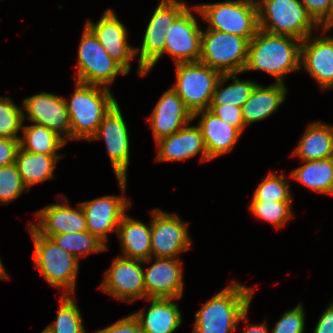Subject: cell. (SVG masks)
Listing matches in <instances>:
<instances>
[{
  "label": "cell",
  "mask_w": 333,
  "mask_h": 333,
  "mask_svg": "<svg viewBox=\"0 0 333 333\" xmlns=\"http://www.w3.org/2000/svg\"><path fill=\"white\" fill-rule=\"evenodd\" d=\"M150 122L155 141L174 134L193 121V114L186 108L178 94L169 88L165 91L150 117Z\"/></svg>",
  "instance_id": "obj_20"
},
{
  "label": "cell",
  "mask_w": 333,
  "mask_h": 333,
  "mask_svg": "<svg viewBox=\"0 0 333 333\" xmlns=\"http://www.w3.org/2000/svg\"><path fill=\"white\" fill-rule=\"evenodd\" d=\"M22 132L19 146L26 152L60 155L56 151L67 143L54 131L37 124L24 125Z\"/></svg>",
  "instance_id": "obj_30"
},
{
  "label": "cell",
  "mask_w": 333,
  "mask_h": 333,
  "mask_svg": "<svg viewBox=\"0 0 333 333\" xmlns=\"http://www.w3.org/2000/svg\"><path fill=\"white\" fill-rule=\"evenodd\" d=\"M62 155L31 153L20 147L15 155V165L23 184L30 190L33 185L54 177V169Z\"/></svg>",
  "instance_id": "obj_28"
},
{
  "label": "cell",
  "mask_w": 333,
  "mask_h": 333,
  "mask_svg": "<svg viewBox=\"0 0 333 333\" xmlns=\"http://www.w3.org/2000/svg\"><path fill=\"white\" fill-rule=\"evenodd\" d=\"M302 304L286 311L278 320L270 333H303L305 328V312Z\"/></svg>",
  "instance_id": "obj_39"
},
{
  "label": "cell",
  "mask_w": 333,
  "mask_h": 333,
  "mask_svg": "<svg viewBox=\"0 0 333 333\" xmlns=\"http://www.w3.org/2000/svg\"><path fill=\"white\" fill-rule=\"evenodd\" d=\"M256 3L260 30L304 41L315 27L320 28L301 0H259Z\"/></svg>",
  "instance_id": "obj_5"
},
{
  "label": "cell",
  "mask_w": 333,
  "mask_h": 333,
  "mask_svg": "<svg viewBox=\"0 0 333 333\" xmlns=\"http://www.w3.org/2000/svg\"><path fill=\"white\" fill-rule=\"evenodd\" d=\"M301 43L295 37L259 29L249 41L244 72L265 71L276 79V83L284 84V75L301 70Z\"/></svg>",
  "instance_id": "obj_1"
},
{
  "label": "cell",
  "mask_w": 333,
  "mask_h": 333,
  "mask_svg": "<svg viewBox=\"0 0 333 333\" xmlns=\"http://www.w3.org/2000/svg\"><path fill=\"white\" fill-rule=\"evenodd\" d=\"M237 73L222 74L219 78L212 96L211 105H242L249 99L253 89L258 84L253 81H240ZM233 80L227 87L222 88L228 80Z\"/></svg>",
  "instance_id": "obj_31"
},
{
  "label": "cell",
  "mask_w": 333,
  "mask_h": 333,
  "mask_svg": "<svg viewBox=\"0 0 333 333\" xmlns=\"http://www.w3.org/2000/svg\"><path fill=\"white\" fill-rule=\"evenodd\" d=\"M151 301L146 314L143 309L133 316L143 333H173L182 323V315L175 298H147Z\"/></svg>",
  "instance_id": "obj_24"
},
{
  "label": "cell",
  "mask_w": 333,
  "mask_h": 333,
  "mask_svg": "<svg viewBox=\"0 0 333 333\" xmlns=\"http://www.w3.org/2000/svg\"><path fill=\"white\" fill-rule=\"evenodd\" d=\"M291 205V202L251 201L249 209L256 218L270 222L279 229L293 218Z\"/></svg>",
  "instance_id": "obj_35"
},
{
  "label": "cell",
  "mask_w": 333,
  "mask_h": 333,
  "mask_svg": "<svg viewBox=\"0 0 333 333\" xmlns=\"http://www.w3.org/2000/svg\"><path fill=\"white\" fill-rule=\"evenodd\" d=\"M122 246V256L152 262L151 224L150 226L134 218L123 215L117 230Z\"/></svg>",
  "instance_id": "obj_25"
},
{
  "label": "cell",
  "mask_w": 333,
  "mask_h": 333,
  "mask_svg": "<svg viewBox=\"0 0 333 333\" xmlns=\"http://www.w3.org/2000/svg\"><path fill=\"white\" fill-rule=\"evenodd\" d=\"M85 216L88 231L106 246L107 234L118 230L119 223L131 202L125 196H103L80 203Z\"/></svg>",
  "instance_id": "obj_16"
},
{
  "label": "cell",
  "mask_w": 333,
  "mask_h": 333,
  "mask_svg": "<svg viewBox=\"0 0 333 333\" xmlns=\"http://www.w3.org/2000/svg\"><path fill=\"white\" fill-rule=\"evenodd\" d=\"M75 86L71 100L68 102L65 98L70 118L71 140L85 139L88 142L117 100L109 88L77 81Z\"/></svg>",
  "instance_id": "obj_3"
},
{
  "label": "cell",
  "mask_w": 333,
  "mask_h": 333,
  "mask_svg": "<svg viewBox=\"0 0 333 333\" xmlns=\"http://www.w3.org/2000/svg\"><path fill=\"white\" fill-rule=\"evenodd\" d=\"M109 56L127 73L130 72V61L136 56L135 48L127 41V30L115 12L107 9L96 23H86Z\"/></svg>",
  "instance_id": "obj_17"
},
{
  "label": "cell",
  "mask_w": 333,
  "mask_h": 333,
  "mask_svg": "<svg viewBox=\"0 0 333 333\" xmlns=\"http://www.w3.org/2000/svg\"><path fill=\"white\" fill-rule=\"evenodd\" d=\"M255 288L233 281L205 302L195 314L192 333H230L247 320Z\"/></svg>",
  "instance_id": "obj_2"
},
{
  "label": "cell",
  "mask_w": 333,
  "mask_h": 333,
  "mask_svg": "<svg viewBox=\"0 0 333 333\" xmlns=\"http://www.w3.org/2000/svg\"><path fill=\"white\" fill-rule=\"evenodd\" d=\"M143 260L118 256L99 286L102 291L119 300L133 302L145 298Z\"/></svg>",
  "instance_id": "obj_13"
},
{
  "label": "cell",
  "mask_w": 333,
  "mask_h": 333,
  "mask_svg": "<svg viewBox=\"0 0 333 333\" xmlns=\"http://www.w3.org/2000/svg\"><path fill=\"white\" fill-rule=\"evenodd\" d=\"M76 81L109 88L117 75L127 72L115 62L85 25L78 49Z\"/></svg>",
  "instance_id": "obj_10"
},
{
  "label": "cell",
  "mask_w": 333,
  "mask_h": 333,
  "mask_svg": "<svg viewBox=\"0 0 333 333\" xmlns=\"http://www.w3.org/2000/svg\"><path fill=\"white\" fill-rule=\"evenodd\" d=\"M287 88L283 83L270 86L257 84L249 99L242 105L245 126L269 117L285 101Z\"/></svg>",
  "instance_id": "obj_26"
},
{
  "label": "cell",
  "mask_w": 333,
  "mask_h": 333,
  "mask_svg": "<svg viewBox=\"0 0 333 333\" xmlns=\"http://www.w3.org/2000/svg\"><path fill=\"white\" fill-rule=\"evenodd\" d=\"M300 139L292 155L302 161L333 157V126L312 122Z\"/></svg>",
  "instance_id": "obj_27"
},
{
  "label": "cell",
  "mask_w": 333,
  "mask_h": 333,
  "mask_svg": "<svg viewBox=\"0 0 333 333\" xmlns=\"http://www.w3.org/2000/svg\"><path fill=\"white\" fill-rule=\"evenodd\" d=\"M300 67L317 81L321 89L333 88V36L311 38L309 35L302 41Z\"/></svg>",
  "instance_id": "obj_19"
},
{
  "label": "cell",
  "mask_w": 333,
  "mask_h": 333,
  "mask_svg": "<svg viewBox=\"0 0 333 333\" xmlns=\"http://www.w3.org/2000/svg\"><path fill=\"white\" fill-rule=\"evenodd\" d=\"M188 224L177 214L163 210H152L151 249L152 257L180 258L183 251L191 249L192 240L188 233Z\"/></svg>",
  "instance_id": "obj_12"
},
{
  "label": "cell",
  "mask_w": 333,
  "mask_h": 333,
  "mask_svg": "<svg viewBox=\"0 0 333 333\" xmlns=\"http://www.w3.org/2000/svg\"><path fill=\"white\" fill-rule=\"evenodd\" d=\"M289 189L290 184L283 174L270 172L254 191L251 201L292 202Z\"/></svg>",
  "instance_id": "obj_34"
},
{
  "label": "cell",
  "mask_w": 333,
  "mask_h": 333,
  "mask_svg": "<svg viewBox=\"0 0 333 333\" xmlns=\"http://www.w3.org/2000/svg\"><path fill=\"white\" fill-rule=\"evenodd\" d=\"M7 278L9 279V276H8L6 270H5V268H4V266L1 262V259H0V280L1 279L4 280V279H7Z\"/></svg>",
  "instance_id": "obj_45"
},
{
  "label": "cell",
  "mask_w": 333,
  "mask_h": 333,
  "mask_svg": "<svg viewBox=\"0 0 333 333\" xmlns=\"http://www.w3.org/2000/svg\"><path fill=\"white\" fill-rule=\"evenodd\" d=\"M314 333H333V302L320 316Z\"/></svg>",
  "instance_id": "obj_43"
},
{
  "label": "cell",
  "mask_w": 333,
  "mask_h": 333,
  "mask_svg": "<svg viewBox=\"0 0 333 333\" xmlns=\"http://www.w3.org/2000/svg\"><path fill=\"white\" fill-rule=\"evenodd\" d=\"M209 110L241 133L246 127L241 107L235 105H210Z\"/></svg>",
  "instance_id": "obj_40"
},
{
  "label": "cell",
  "mask_w": 333,
  "mask_h": 333,
  "mask_svg": "<svg viewBox=\"0 0 333 333\" xmlns=\"http://www.w3.org/2000/svg\"><path fill=\"white\" fill-rule=\"evenodd\" d=\"M332 27H333V8H332Z\"/></svg>",
  "instance_id": "obj_47"
},
{
  "label": "cell",
  "mask_w": 333,
  "mask_h": 333,
  "mask_svg": "<svg viewBox=\"0 0 333 333\" xmlns=\"http://www.w3.org/2000/svg\"><path fill=\"white\" fill-rule=\"evenodd\" d=\"M303 162L290 177L317 193L333 195V157Z\"/></svg>",
  "instance_id": "obj_29"
},
{
  "label": "cell",
  "mask_w": 333,
  "mask_h": 333,
  "mask_svg": "<svg viewBox=\"0 0 333 333\" xmlns=\"http://www.w3.org/2000/svg\"><path fill=\"white\" fill-rule=\"evenodd\" d=\"M28 229L35 247L34 267L40 270L49 285L63 288L62 294L74 295L79 260L60 248L51 238L38 234L31 226L26 227L25 231Z\"/></svg>",
  "instance_id": "obj_4"
},
{
  "label": "cell",
  "mask_w": 333,
  "mask_h": 333,
  "mask_svg": "<svg viewBox=\"0 0 333 333\" xmlns=\"http://www.w3.org/2000/svg\"><path fill=\"white\" fill-rule=\"evenodd\" d=\"M188 8L179 0H161L146 27L139 52L138 74L146 75L164 54L165 34L174 21Z\"/></svg>",
  "instance_id": "obj_9"
},
{
  "label": "cell",
  "mask_w": 333,
  "mask_h": 333,
  "mask_svg": "<svg viewBox=\"0 0 333 333\" xmlns=\"http://www.w3.org/2000/svg\"><path fill=\"white\" fill-rule=\"evenodd\" d=\"M28 188L23 184L15 163L0 167V204H9Z\"/></svg>",
  "instance_id": "obj_37"
},
{
  "label": "cell",
  "mask_w": 333,
  "mask_h": 333,
  "mask_svg": "<svg viewBox=\"0 0 333 333\" xmlns=\"http://www.w3.org/2000/svg\"><path fill=\"white\" fill-rule=\"evenodd\" d=\"M95 333H143V331L141 330L137 319L131 314Z\"/></svg>",
  "instance_id": "obj_41"
},
{
  "label": "cell",
  "mask_w": 333,
  "mask_h": 333,
  "mask_svg": "<svg viewBox=\"0 0 333 333\" xmlns=\"http://www.w3.org/2000/svg\"><path fill=\"white\" fill-rule=\"evenodd\" d=\"M312 20L326 33L332 28L333 0H301Z\"/></svg>",
  "instance_id": "obj_38"
},
{
  "label": "cell",
  "mask_w": 333,
  "mask_h": 333,
  "mask_svg": "<svg viewBox=\"0 0 333 333\" xmlns=\"http://www.w3.org/2000/svg\"><path fill=\"white\" fill-rule=\"evenodd\" d=\"M24 112L9 97H0V137L20 139L17 133L22 130Z\"/></svg>",
  "instance_id": "obj_36"
},
{
  "label": "cell",
  "mask_w": 333,
  "mask_h": 333,
  "mask_svg": "<svg viewBox=\"0 0 333 333\" xmlns=\"http://www.w3.org/2000/svg\"><path fill=\"white\" fill-rule=\"evenodd\" d=\"M155 258L144 270L145 298H175L183 296V268L179 258Z\"/></svg>",
  "instance_id": "obj_18"
},
{
  "label": "cell",
  "mask_w": 333,
  "mask_h": 333,
  "mask_svg": "<svg viewBox=\"0 0 333 333\" xmlns=\"http://www.w3.org/2000/svg\"><path fill=\"white\" fill-rule=\"evenodd\" d=\"M199 115L201 118L197 126L201 130L209 159L213 160L230 152L243 133L224 122L209 109L194 113L193 119Z\"/></svg>",
  "instance_id": "obj_23"
},
{
  "label": "cell",
  "mask_w": 333,
  "mask_h": 333,
  "mask_svg": "<svg viewBox=\"0 0 333 333\" xmlns=\"http://www.w3.org/2000/svg\"><path fill=\"white\" fill-rule=\"evenodd\" d=\"M41 333H50L46 328Z\"/></svg>",
  "instance_id": "obj_46"
},
{
  "label": "cell",
  "mask_w": 333,
  "mask_h": 333,
  "mask_svg": "<svg viewBox=\"0 0 333 333\" xmlns=\"http://www.w3.org/2000/svg\"><path fill=\"white\" fill-rule=\"evenodd\" d=\"M189 7L174 21L165 34L164 54L174 58V63L199 61L201 57L202 30Z\"/></svg>",
  "instance_id": "obj_15"
},
{
  "label": "cell",
  "mask_w": 333,
  "mask_h": 333,
  "mask_svg": "<svg viewBox=\"0 0 333 333\" xmlns=\"http://www.w3.org/2000/svg\"><path fill=\"white\" fill-rule=\"evenodd\" d=\"M65 203L51 204L36 211L38 224L31 223L30 226L38 234L49 238L69 232L87 231L86 216L80 203L78 209L71 208L67 201Z\"/></svg>",
  "instance_id": "obj_21"
},
{
  "label": "cell",
  "mask_w": 333,
  "mask_h": 333,
  "mask_svg": "<svg viewBox=\"0 0 333 333\" xmlns=\"http://www.w3.org/2000/svg\"><path fill=\"white\" fill-rule=\"evenodd\" d=\"M158 155L155 161H180L201 154L202 162L210 161L200 128L188 126L156 141Z\"/></svg>",
  "instance_id": "obj_22"
},
{
  "label": "cell",
  "mask_w": 333,
  "mask_h": 333,
  "mask_svg": "<svg viewBox=\"0 0 333 333\" xmlns=\"http://www.w3.org/2000/svg\"><path fill=\"white\" fill-rule=\"evenodd\" d=\"M103 138L119 187L125 194L127 171L130 160V141L128 128L122 116L118 102L103 117L97 132L88 141Z\"/></svg>",
  "instance_id": "obj_11"
},
{
  "label": "cell",
  "mask_w": 333,
  "mask_h": 333,
  "mask_svg": "<svg viewBox=\"0 0 333 333\" xmlns=\"http://www.w3.org/2000/svg\"><path fill=\"white\" fill-rule=\"evenodd\" d=\"M176 83L171 88L192 113L209 109L221 73L201 61L176 64Z\"/></svg>",
  "instance_id": "obj_8"
},
{
  "label": "cell",
  "mask_w": 333,
  "mask_h": 333,
  "mask_svg": "<svg viewBox=\"0 0 333 333\" xmlns=\"http://www.w3.org/2000/svg\"><path fill=\"white\" fill-rule=\"evenodd\" d=\"M249 41L248 38L206 29L202 31L199 61L221 74H240L246 67Z\"/></svg>",
  "instance_id": "obj_7"
},
{
  "label": "cell",
  "mask_w": 333,
  "mask_h": 333,
  "mask_svg": "<svg viewBox=\"0 0 333 333\" xmlns=\"http://www.w3.org/2000/svg\"><path fill=\"white\" fill-rule=\"evenodd\" d=\"M57 318L46 327L50 333H85L82 314L73 296L61 294Z\"/></svg>",
  "instance_id": "obj_33"
},
{
  "label": "cell",
  "mask_w": 333,
  "mask_h": 333,
  "mask_svg": "<svg viewBox=\"0 0 333 333\" xmlns=\"http://www.w3.org/2000/svg\"><path fill=\"white\" fill-rule=\"evenodd\" d=\"M266 323L262 324H252L250 326H246L244 333H269L268 327Z\"/></svg>",
  "instance_id": "obj_44"
},
{
  "label": "cell",
  "mask_w": 333,
  "mask_h": 333,
  "mask_svg": "<svg viewBox=\"0 0 333 333\" xmlns=\"http://www.w3.org/2000/svg\"><path fill=\"white\" fill-rule=\"evenodd\" d=\"M257 0H230L192 7L207 21V29L251 40L259 30Z\"/></svg>",
  "instance_id": "obj_6"
},
{
  "label": "cell",
  "mask_w": 333,
  "mask_h": 333,
  "mask_svg": "<svg viewBox=\"0 0 333 333\" xmlns=\"http://www.w3.org/2000/svg\"><path fill=\"white\" fill-rule=\"evenodd\" d=\"M24 121L28 119L34 124L44 126L54 131L66 142L71 140L70 118L65 98L51 93L40 94L23 99ZM65 136V137H64Z\"/></svg>",
  "instance_id": "obj_14"
},
{
  "label": "cell",
  "mask_w": 333,
  "mask_h": 333,
  "mask_svg": "<svg viewBox=\"0 0 333 333\" xmlns=\"http://www.w3.org/2000/svg\"><path fill=\"white\" fill-rule=\"evenodd\" d=\"M60 248L66 250L78 260L89 253L104 251L107 246L88 230L78 233H64L50 237Z\"/></svg>",
  "instance_id": "obj_32"
},
{
  "label": "cell",
  "mask_w": 333,
  "mask_h": 333,
  "mask_svg": "<svg viewBox=\"0 0 333 333\" xmlns=\"http://www.w3.org/2000/svg\"><path fill=\"white\" fill-rule=\"evenodd\" d=\"M19 140L0 137V167L15 163V155L20 147Z\"/></svg>",
  "instance_id": "obj_42"
}]
</instances>
